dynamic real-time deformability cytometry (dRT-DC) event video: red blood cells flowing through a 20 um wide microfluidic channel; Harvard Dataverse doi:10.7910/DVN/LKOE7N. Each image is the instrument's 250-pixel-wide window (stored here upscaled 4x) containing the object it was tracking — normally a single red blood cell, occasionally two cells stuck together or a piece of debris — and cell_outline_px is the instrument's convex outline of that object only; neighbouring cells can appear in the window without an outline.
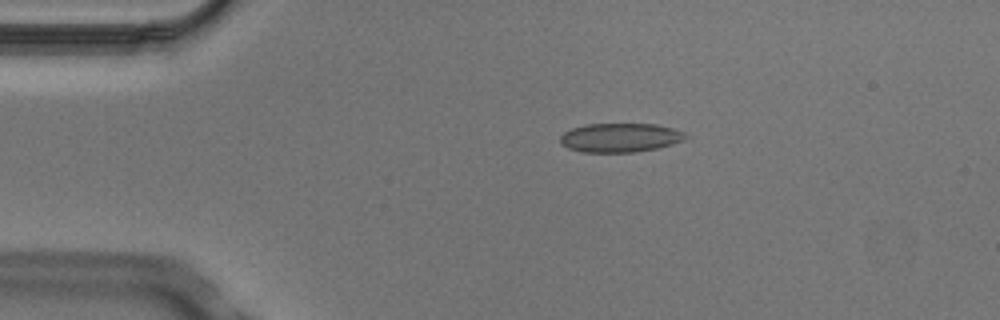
{"species": "Egyptian fruit bat (a non-hibernating species)", "species_latin": "Rousettus aegyptiacus", "temperature_condition": "cold", "stored_images_in_passage": 4, "camera_frame_rate_fps": 3000, "um_per_image_px": 0.085, "animal": {"sex": "male"}, "frame": {"image": 1, "passage_image": 3, "time_ms": 0.667, "image_size_px": [1000, 320], "cell_outline_px": [[688, 136], [684, 140], [672, 144], [656, 148], [636, 152], [580, 152], [568, 148], [560, 144], [560, 136], [564, 132], [572, 128], [584, 124], [656, 124], [672, 128], [684, 132]], "centroid_in_image_um": [52.69, 11.7], "position_along_channel_um": 32.3, "area_um2": 21.27}}